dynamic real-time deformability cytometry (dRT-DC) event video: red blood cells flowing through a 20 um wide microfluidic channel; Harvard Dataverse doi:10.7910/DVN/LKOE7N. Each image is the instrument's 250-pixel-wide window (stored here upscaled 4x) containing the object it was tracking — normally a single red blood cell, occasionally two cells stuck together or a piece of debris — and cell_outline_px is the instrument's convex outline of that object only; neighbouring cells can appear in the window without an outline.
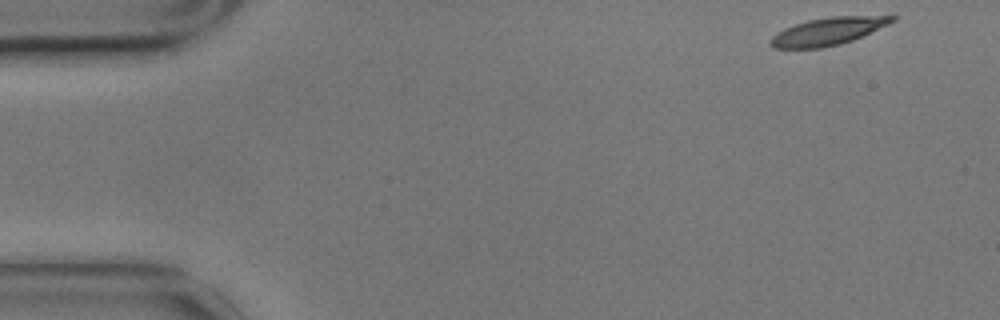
{"species": "common noctule bat (a hibernating species)", "species_latin": "Nyctalus noctula", "temperature_condition": "cold", "stored_images_in_passage": 57, "camera_frame_rate_fps": 3000, "um_per_image_px": 0.085, "animal": {"sex": "male", "body_mass_g": 17.9}, "frame": {"image": 1, "passage_image": 1, "time_ms": 0.0, "image_size_px": [1000, 320], "cell_outline_px": [[896, 20], [888, 24], [852, 40], [840, 44], [820, 48], [772, 48], [768, 44], [768, 40], [772, 36], [784, 28], [808, 20], [832, 16], [896, 16]], "centroid_in_image_um": [70.31, 2.67], "position_along_channel_um": 14.7, "area_um2": 19.31}}
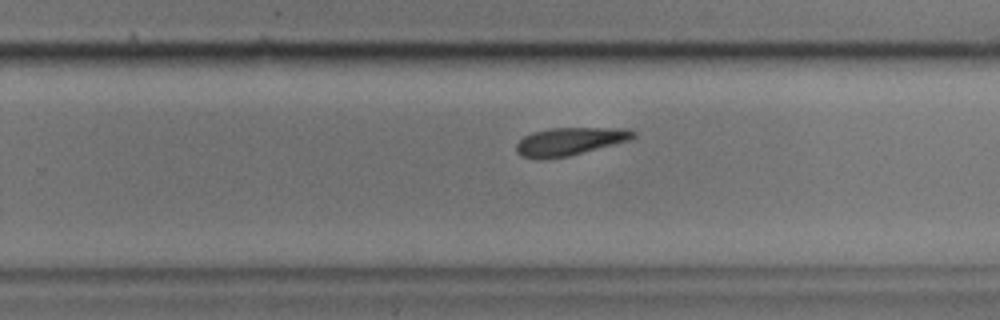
{"frame": {"image": 2, "passage_image": 35, "time_ms": 11.333, "image_size_px": [1000, 320], "cell_outline_px": [[636, 136], [632, 140], [568, 156], [540, 160], [520, 156], [516, 152], [516, 144], [524, 136], [532, 132], [548, 128], [628, 128], [636, 132]], "centroid_in_image_um": [48.43, 12.02], "position_along_channel_um": 281.4, "area_um2": 19.31}}
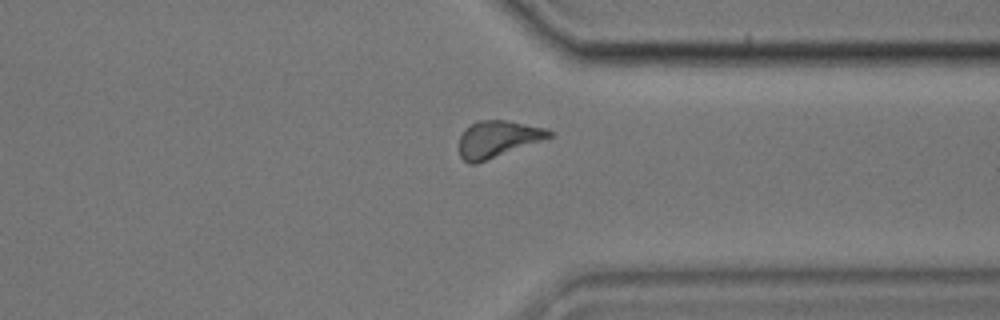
{"frame": {"image": 3, "passage_image": 43, "time_ms": 14.0, "image_size_px": [1000, 320], "cell_outline_px": [[556, 136], [476, 164], [468, 164], [460, 156], [460, 136], [472, 124], [480, 120], [504, 120], [548, 128], [556, 132]], "centroid_in_image_um": [42.4, 11.82], "position_along_channel_um": 369.0, "area_um2": 19.36}, "authors_computed_cell_mechanics": {"area_um2": 19.7098, "velocity_mm_per_s": 3.3508, "shape_relaxation_time_tau1_ms": 4.4489, "shape_relaxation_time_tau2_ms": 8.6828, "deformation_change_tau1": 0.1096, "deformation_change_tau2": 0.2086}}